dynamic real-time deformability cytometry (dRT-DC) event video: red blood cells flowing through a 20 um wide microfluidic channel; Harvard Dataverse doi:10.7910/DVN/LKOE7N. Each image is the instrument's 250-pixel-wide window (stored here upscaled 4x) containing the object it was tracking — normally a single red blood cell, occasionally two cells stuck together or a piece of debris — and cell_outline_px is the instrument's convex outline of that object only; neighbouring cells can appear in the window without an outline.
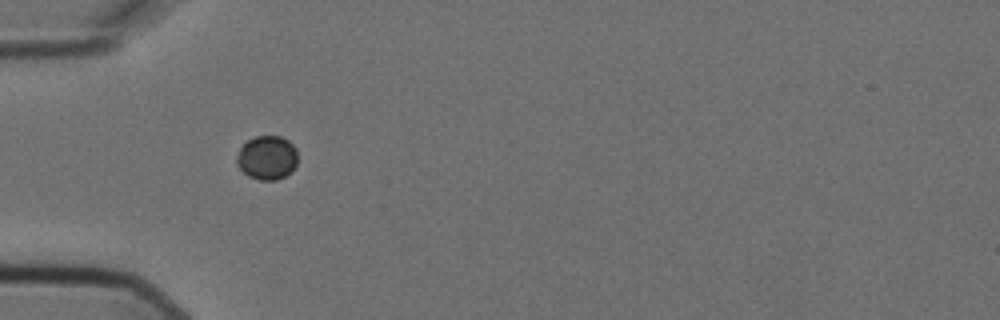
{"species": "Egyptian fruit bat (a non-hibernating species)", "species_latin": "Rousettus aegyptiacus", "temperature_condition": "cold", "stored_images_in_passage": 2, "camera_frame_rate_fps": 3000, "um_per_image_px": 0.085, "animal": {"sex": "female"}, "frame": {"image": 1, "passage_image": 1, "time_ms": 0.0, "image_size_px": [1000, 320], "cell_outline_px": [[296, 164], [292, 172], [276, 180], [260, 180], [248, 176], [236, 164], [236, 156], [240, 148], [248, 140], [256, 136], [280, 136], [288, 140], [296, 148]], "centroid_in_image_um": [22.7, 13.4], "position_along_channel_um": 62.3, "area_um2": 15.61}}
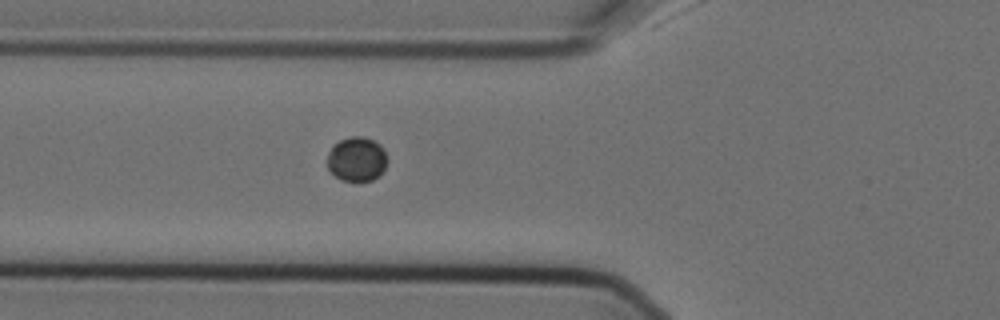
{"frame": {"image": 2, "passage_image": 2, "time_ms": 0.333, "image_size_px": [1000, 320], "cell_outline_px": [[388, 160], [384, 168], [372, 180], [340, 180], [328, 168], [328, 152], [332, 144], [340, 140], [352, 136], [364, 136], [380, 144], [384, 148]], "centroid_in_image_um": [30.32, 13.49], "position_along_channel_um": 95.5, "area_um2": 15.43}}